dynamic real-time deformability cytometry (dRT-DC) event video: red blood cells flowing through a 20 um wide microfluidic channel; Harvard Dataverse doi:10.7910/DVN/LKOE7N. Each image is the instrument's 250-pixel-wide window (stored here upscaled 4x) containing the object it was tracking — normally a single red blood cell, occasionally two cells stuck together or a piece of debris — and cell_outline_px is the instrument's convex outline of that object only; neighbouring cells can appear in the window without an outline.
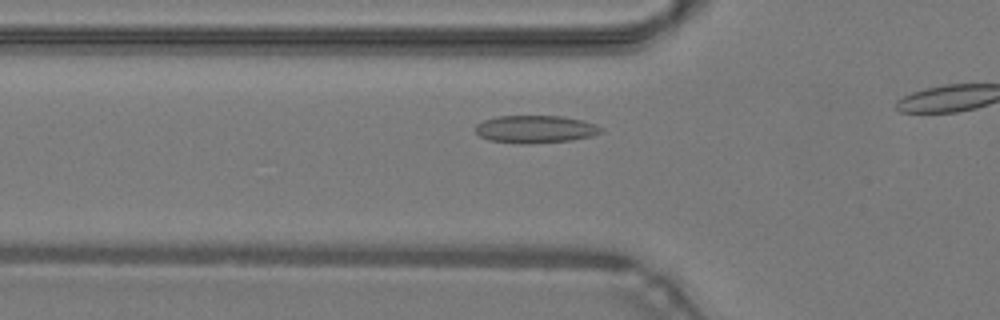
{"species": "common noctule bat (a hibernating species)", "species_latin": "Nyctalus noctula", "temperature_condition": "warm", "stored_images_in_passage": 12, "camera_frame_rate_fps": 3000, "um_per_image_px": 0.085, "animal": {"sex": "male", "body_mass_g": 19.2, "forearm_length_mm": 51.8}, "frame": {"image": 1, "passage_image": 7, "time_ms": 2.0, "image_size_px": [1000, 320], "cell_outline_px": [[604, 132], [592, 136], [572, 140], [528, 144], [524, 144], [488, 140], [480, 136], [476, 132], [476, 124], [484, 120], [496, 116], [564, 116], [584, 120], [596, 124], [604, 128]], "centroid_in_image_um": [45.56, 10.98], "position_along_channel_um": 80.2, "area_um2": 20.46}}
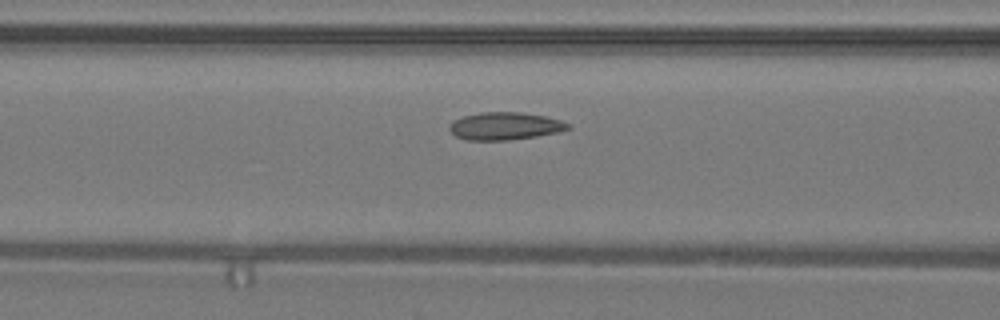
{"frame": {"image": 2, "passage_image": 10, "time_ms": 3.0, "image_size_px": [1000, 320], "cell_outline_px": [[572, 128], [556, 132], [536, 136], [508, 140], [468, 140], [456, 136], [448, 128], [448, 124], [452, 120], [464, 116], [480, 112], [520, 112], [544, 116], [560, 120], [568, 124]], "centroid_in_image_um": [42.87, 10.71], "position_along_channel_um": 123.7, "area_um2": 18.96}}